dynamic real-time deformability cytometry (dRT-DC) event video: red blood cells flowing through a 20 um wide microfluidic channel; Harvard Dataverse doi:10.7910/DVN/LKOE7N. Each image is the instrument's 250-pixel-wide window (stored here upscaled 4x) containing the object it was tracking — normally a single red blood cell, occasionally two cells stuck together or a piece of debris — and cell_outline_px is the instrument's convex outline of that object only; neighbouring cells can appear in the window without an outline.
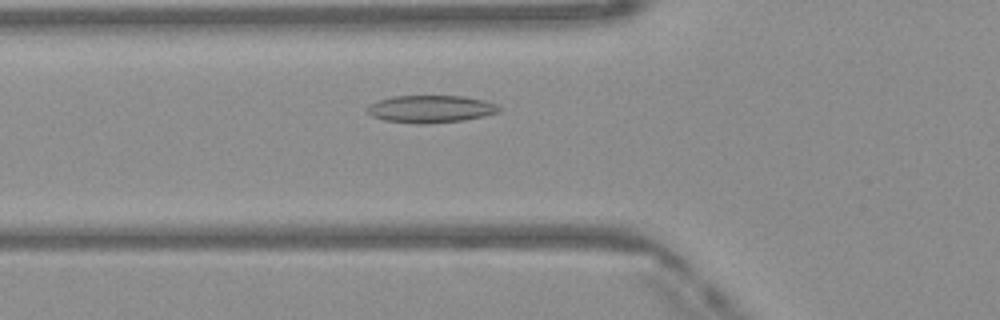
{"species": "Egyptian fruit bat (a non-hibernating species)", "species_latin": "Rousettus aegyptiacus", "temperature_condition": "warm", "stored_images_in_passage": 41, "camera_frame_rate_fps": 3000, "um_per_image_px": 0.085, "frame": {"image": 1, "passage_image": 9, "time_ms": 2.667, "image_size_px": [1000, 320], "cell_outline_px": [[504, 108], [500, 112], [484, 116], [464, 120], [428, 124], [416, 124], [384, 120], [372, 116], [364, 108], [368, 104], [392, 96], [464, 96], [484, 100], [496, 104]], "centroid_in_image_um": [36.62, 9.27], "position_along_channel_um": 89.2, "area_um2": 21.33}}
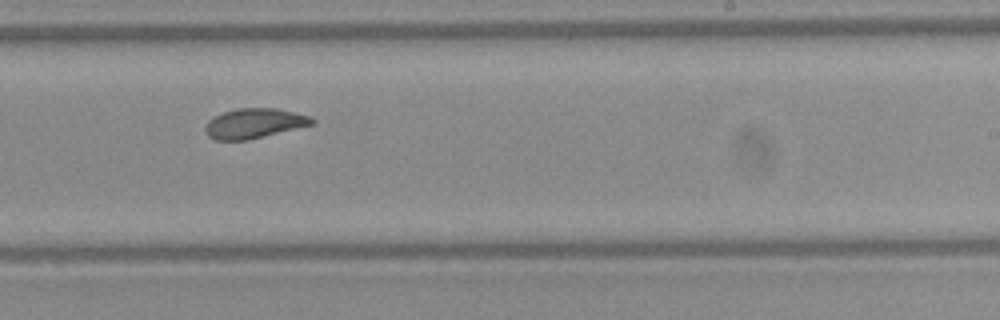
{"frame": {"image": 2, "passage_image": 22, "time_ms": 7.0, "image_size_px": [1000, 320], "cell_outline_px": [[316, 120], [312, 124], [248, 140], [216, 140], [208, 136], [204, 128], [208, 120], [212, 116], [236, 108], [276, 108], [308, 116]], "centroid_in_image_um": [21.54, 10.48], "position_along_channel_um": 267.5, "area_um2": 18.38}}
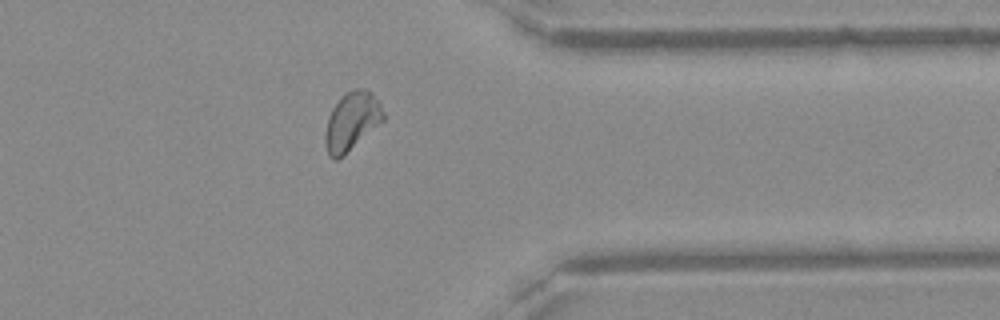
{"frame": {"image": 3, "passage_image": 31, "time_ms": 10.0, "image_size_px": [1000, 320], "cell_outline_px": [[384, 120], [344, 156], [336, 160], [332, 160], [328, 156], [324, 140], [324, 136], [328, 116], [332, 108], [348, 92], [356, 88], [368, 88], [380, 100], [384, 112]], "centroid_in_image_um": [29.91, 10.33], "position_along_channel_um": 381.5, "area_um2": 20.0}, "authors_computed_cell_mechanics": {"area_um2": 19.1318, "velocity_mm_per_s": 4.101, "shape_relaxation_time_tau1_ms": null, "shape_relaxation_time_tau2_ms": 1.6041, "deformation_change_tau1": null, "deformation_change_tau2": 0.0628}}